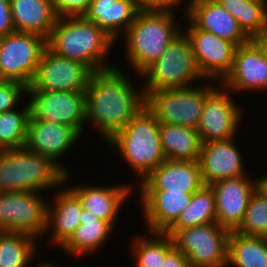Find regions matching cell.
<instances>
[{"label":"cell","mask_w":267,"mask_h":267,"mask_svg":"<svg viewBox=\"0 0 267 267\" xmlns=\"http://www.w3.org/2000/svg\"><path fill=\"white\" fill-rule=\"evenodd\" d=\"M132 81L116 66L91 75L85 90V124H93L105 142L146 106L142 84Z\"/></svg>","instance_id":"cell-1"},{"label":"cell","mask_w":267,"mask_h":267,"mask_svg":"<svg viewBox=\"0 0 267 267\" xmlns=\"http://www.w3.org/2000/svg\"><path fill=\"white\" fill-rule=\"evenodd\" d=\"M115 43L83 16L58 17L47 39V47L52 52L79 61L93 72L115 66L107 61Z\"/></svg>","instance_id":"cell-2"},{"label":"cell","mask_w":267,"mask_h":267,"mask_svg":"<svg viewBox=\"0 0 267 267\" xmlns=\"http://www.w3.org/2000/svg\"><path fill=\"white\" fill-rule=\"evenodd\" d=\"M175 20V11H139L121 36L125 38V59L137 78L182 33Z\"/></svg>","instance_id":"cell-3"},{"label":"cell","mask_w":267,"mask_h":267,"mask_svg":"<svg viewBox=\"0 0 267 267\" xmlns=\"http://www.w3.org/2000/svg\"><path fill=\"white\" fill-rule=\"evenodd\" d=\"M160 122L145 106L106 143L131 168L139 184L166 160L160 141Z\"/></svg>","instance_id":"cell-4"},{"label":"cell","mask_w":267,"mask_h":267,"mask_svg":"<svg viewBox=\"0 0 267 267\" xmlns=\"http://www.w3.org/2000/svg\"><path fill=\"white\" fill-rule=\"evenodd\" d=\"M65 175L52 159L25 147L0 150V192H48L64 185Z\"/></svg>","instance_id":"cell-5"},{"label":"cell","mask_w":267,"mask_h":267,"mask_svg":"<svg viewBox=\"0 0 267 267\" xmlns=\"http://www.w3.org/2000/svg\"><path fill=\"white\" fill-rule=\"evenodd\" d=\"M139 78H143L144 94L152 91L192 87L199 80L205 83L193 56L190 42L182 32L163 54L149 66ZM198 81V82H197Z\"/></svg>","instance_id":"cell-6"},{"label":"cell","mask_w":267,"mask_h":267,"mask_svg":"<svg viewBox=\"0 0 267 267\" xmlns=\"http://www.w3.org/2000/svg\"><path fill=\"white\" fill-rule=\"evenodd\" d=\"M205 82L204 85H194V87L152 91L146 96V107L160 123L197 130L206 94L217 84L215 81Z\"/></svg>","instance_id":"cell-7"},{"label":"cell","mask_w":267,"mask_h":267,"mask_svg":"<svg viewBox=\"0 0 267 267\" xmlns=\"http://www.w3.org/2000/svg\"><path fill=\"white\" fill-rule=\"evenodd\" d=\"M230 231L217 222L179 229L174 246L187 256L190 267H227Z\"/></svg>","instance_id":"cell-8"},{"label":"cell","mask_w":267,"mask_h":267,"mask_svg":"<svg viewBox=\"0 0 267 267\" xmlns=\"http://www.w3.org/2000/svg\"><path fill=\"white\" fill-rule=\"evenodd\" d=\"M46 47L47 39L34 33L15 31L0 37V80L29 86Z\"/></svg>","instance_id":"cell-9"},{"label":"cell","mask_w":267,"mask_h":267,"mask_svg":"<svg viewBox=\"0 0 267 267\" xmlns=\"http://www.w3.org/2000/svg\"><path fill=\"white\" fill-rule=\"evenodd\" d=\"M29 119L46 120L75 128L81 135L85 128V91H41L29 86L25 91Z\"/></svg>","instance_id":"cell-10"},{"label":"cell","mask_w":267,"mask_h":267,"mask_svg":"<svg viewBox=\"0 0 267 267\" xmlns=\"http://www.w3.org/2000/svg\"><path fill=\"white\" fill-rule=\"evenodd\" d=\"M232 92L217 82L207 94L197 128L202 144L236 137L241 128L242 108Z\"/></svg>","instance_id":"cell-11"},{"label":"cell","mask_w":267,"mask_h":267,"mask_svg":"<svg viewBox=\"0 0 267 267\" xmlns=\"http://www.w3.org/2000/svg\"><path fill=\"white\" fill-rule=\"evenodd\" d=\"M185 18L184 21L189 25L182 32L190 42L201 76L207 81L220 83L231 70L238 46L213 33L198 29L186 16Z\"/></svg>","instance_id":"cell-12"},{"label":"cell","mask_w":267,"mask_h":267,"mask_svg":"<svg viewBox=\"0 0 267 267\" xmlns=\"http://www.w3.org/2000/svg\"><path fill=\"white\" fill-rule=\"evenodd\" d=\"M93 73L83 63L59 56L46 47L29 87L41 91H85Z\"/></svg>","instance_id":"cell-13"},{"label":"cell","mask_w":267,"mask_h":267,"mask_svg":"<svg viewBox=\"0 0 267 267\" xmlns=\"http://www.w3.org/2000/svg\"><path fill=\"white\" fill-rule=\"evenodd\" d=\"M211 187L215 195L216 222L230 232L236 231L244 219L249 199L256 190V180L245 175L218 180Z\"/></svg>","instance_id":"cell-14"},{"label":"cell","mask_w":267,"mask_h":267,"mask_svg":"<svg viewBox=\"0 0 267 267\" xmlns=\"http://www.w3.org/2000/svg\"><path fill=\"white\" fill-rule=\"evenodd\" d=\"M82 136L75 128L64 124L29 119L24 147L31 152L49 157L68 173L67 167L59 160L70 152L72 146L74 148Z\"/></svg>","instance_id":"cell-15"},{"label":"cell","mask_w":267,"mask_h":267,"mask_svg":"<svg viewBox=\"0 0 267 267\" xmlns=\"http://www.w3.org/2000/svg\"><path fill=\"white\" fill-rule=\"evenodd\" d=\"M229 91H267V59L251 39L237 47L231 70L220 82Z\"/></svg>","instance_id":"cell-16"},{"label":"cell","mask_w":267,"mask_h":267,"mask_svg":"<svg viewBox=\"0 0 267 267\" xmlns=\"http://www.w3.org/2000/svg\"><path fill=\"white\" fill-rule=\"evenodd\" d=\"M234 141L232 137L202 144L198 163L204 185L248 174L244 169L245 157Z\"/></svg>","instance_id":"cell-17"},{"label":"cell","mask_w":267,"mask_h":267,"mask_svg":"<svg viewBox=\"0 0 267 267\" xmlns=\"http://www.w3.org/2000/svg\"><path fill=\"white\" fill-rule=\"evenodd\" d=\"M183 9V15L198 29L213 33L237 46L251 40L236 19L216 0H188Z\"/></svg>","instance_id":"cell-18"},{"label":"cell","mask_w":267,"mask_h":267,"mask_svg":"<svg viewBox=\"0 0 267 267\" xmlns=\"http://www.w3.org/2000/svg\"><path fill=\"white\" fill-rule=\"evenodd\" d=\"M203 185L198 160H165L137 186L139 191L194 193Z\"/></svg>","instance_id":"cell-19"},{"label":"cell","mask_w":267,"mask_h":267,"mask_svg":"<svg viewBox=\"0 0 267 267\" xmlns=\"http://www.w3.org/2000/svg\"><path fill=\"white\" fill-rule=\"evenodd\" d=\"M70 172L65 175V184L62 190L58 188L48 201L47 226L45 235L50 231L49 240L57 247H62L73 235L75 229L81 224L80 215L82 205L78 197L66 186L70 180ZM64 189V190H63ZM53 200V201H52ZM51 205V206H50ZM52 228V231H51Z\"/></svg>","instance_id":"cell-20"},{"label":"cell","mask_w":267,"mask_h":267,"mask_svg":"<svg viewBox=\"0 0 267 267\" xmlns=\"http://www.w3.org/2000/svg\"><path fill=\"white\" fill-rule=\"evenodd\" d=\"M134 188L131 184L99 186L90 184H81L70 186L69 189L78 197L82 208L91 211L103 221L109 222L114 228L120 209L123 204L132 197Z\"/></svg>","instance_id":"cell-21"},{"label":"cell","mask_w":267,"mask_h":267,"mask_svg":"<svg viewBox=\"0 0 267 267\" xmlns=\"http://www.w3.org/2000/svg\"><path fill=\"white\" fill-rule=\"evenodd\" d=\"M146 231L165 232L191 201L193 193L139 191Z\"/></svg>","instance_id":"cell-22"},{"label":"cell","mask_w":267,"mask_h":267,"mask_svg":"<svg viewBox=\"0 0 267 267\" xmlns=\"http://www.w3.org/2000/svg\"><path fill=\"white\" fill-rule=\"evenodd\" d=\"M138 12L134 0H92L83 17L117 42L135 20Z\"/></svg>","instance_id":"cell-23"},{"label":"cell","mask_w":267,"mask_h":267,"mask_svg":"<svg viewBox=\"0 0 267 267\" xmlns=\"http://www.w3.org/2000/svg\"><path fill=\"white\" fill-rule=\"evenodd\" d=\"M80 223L70 239L61 247L67 256L78 258L85 254H95L94 252L100 250L115 229L109 222L101 220L83 208Z\"/></svg>","instance_id":"cell-24"},{"label":"cell","mask_w":267,"mask_h":267,"mask_svg":"<svg viewBox=\"0 0 267 267\" xmlns=\"http://www.w3.org/2000/svg\"><path fill=\"white\" fill-rule=\"evenodd\" d=\"M10 7L17 32L49 38L58 18L52 0H10Z\"/></svg>","instance_id":"cell-25"},{"label":"cell","mask_w":267,"mask_h":267,"mask_svg":"<svg viewBox=\"0 0 267 267\" xmlns=\"http://www.w3.org/2000/svg\"><path fill=\"white\" fill-rule=\"evenodd\" d=\"M36 191L16 192L14 232L29 235L39 241L45 236L48 200Z\"/></svg>","instance_id":"cell-26"},{"label":"cell","mask_w":267,"mask_h":267,"mask_svg":"<svg viewBox=\"0 0 267 267\" xmlns=\"http://www.w3.org/2000/svg\"><path fill=\"white\" fill-rule=\"evenodd\" d=\"M159 132L166 160H198L202 142L196 129L160 123Z\"/></svg>","instance_id":"cell-27"},{"label":"cell","mask_w":267,"mask_h":267,"mask_svg":"<svg viewBox=\"0 0 267 267\" xmlns=\"http://www.w3.org/2000/svg\"><path fill=\"white\" fill-rule=\"evenodd\" d=\"M216 222L215 195L211 185H203L194 192L188 206L164 232L171 237L179 230Z\"/></svg>","instance_id":"cell-28"},{"label":"cell","mask_w":267,"mask_h":267,"mask_svg":"<svg viewBox=\"0 0 267 267\" xmlns=\"http://www.w3.org/2000/svg\"><path fill=\"white\" fill-rule=\"evenodd\" d=\"M267 267V237L248 236L231 231L228 238V265Z\"/></svg>","instance_id":"cell-29"},{"label":"cell","mask_w":267,"mask_h":267,"mask_svg":"<svg viewBox=\"0 0 267 267\" xmlns=\"http://www.w3.org/2000/svg\"><path fill=\"white\" fill-rule=\"evenodd\" d=\"M38 245L40 246V242L29 235L0 231V266L29 267L34 265L33 263L36 262L34 257H38Z\"/></svg>","instance_id":"cell-30"},{"label":"cell","mask_w":267,"mask_h":267,"mask_svg":"<svg viewBox=\"0 0 267 267\" xmlns=\"http://www.w3.org/2000/svg\"><path fill=\"white\" fill-rule=\"evenodd\" d=\"M253 39L267 28V0H216Z\"/></svg>","instance_id":"cell-31"},{"label":"cell","mask_w":267,"mask_h":267,"mask_svg":"<svg viewBox=\"0 0 267 267\" xmlns=\"http://www.w3.org/2000/svg\"><path fill=\"white\" fill-rule=\"evenodd\" d=\"M133 239L131 251L135 267H161L162 260L175 247L173 239L164 232L146 231ZM151 235V236H150Z\"/></svg>","instance_id":"cell-32"},{"label":"cell","mask_w":267,"mask_h":267,"mask_svg":"<svg viewBox=\"0 0 267 267\" xmlns=\"http://www.w3.org/2000/svg\"><path fill=\"white\" fill-rule=\"evenodd\" d=\"M0 113V150L23 148L29 120L28 106Z\"/></svg>","instance_id":"cell-33"},{"label":"cell","mask_w":267,"mask_h":267,"mask_svg":"<svg viewBox=\"0 0 267 267\" xmlns=\"http://www.w3.org/2000/svg\"><path fill=\"white\" fill-rule=\"evenodd\" d=\"M236 232L267 237V198L257 189L249 199L244 219Z\"/></svg>","instance_id":"cell-34"},{"label":"cell","mask_w":267,"mask_h":267,"mask_svg":"<svg viewBox=\"0 0 267 267\" xmlns=\"http://www.w3.org/2000/svg\"><path fill=\"white\" fill-rule=\"evenodd\" d=\"M26 89L22 82L0 80V113L18 108Z\"/></svg>","instance_id":"cell-35"},{"label":"cell","mask_w":267,"mask_h":267,"mask_svg":"<svg viewBox=\"0 0 267 267\" xmlns=\"http://www.w3.org/2000/svg\"><path fill=\"white\" fill-rule=\"evenodd\" d=\"M16 192H0V231L14 232Z\"/></svg>","instance_id":"cell-36"},{"label":"cell","mask_w":267,"mask_h":267,"mask_svg":"<svg viewBox=\"0 0 267 267\" xmlns=\"http://www.w3.org/2000/svg\"><path fill=\"white\" fill-rule=\"evenodd\" d=\"M92 0H52L58 17L83 16Z\"/></svg>","instance_id":"cell-37"},{"label":"cell","mask_w":267,"mask_h":267,"mask_svg":"<svg viewBox=\"0 0 267 267\" xmlns=\"http://www.w3.org/2000/svg\"><path fill=\"white\" fill-rule=\"evenodd\" d=\"M139 11H176L184 0H134ZM183 2V3H181Z\"/></svg>","instance_id":"cell-38"},{"label":"cell","mask_w":267,"mask_h":267,"mask_svg":"<svg viewBox=\"0 0 267 267\" xmlns=\"http://www.w3.org/2000/svg\"><path fill=\"white\" fill-rule=\"evenodd\" d=\"M10 0H0V37L15 32Z\"/></svg>","instance_id":"cell-39"},{"label":"cell","mask_w":267,"mask_h":267,"mask_svg":"<svg viewBox=\"0 0 267 267\" xmlns=\"http://www.w3.org/2000/svg\"><path fill=\"white\" fill-rule=\"evenodd\" d=\"M161 267H190L187 256L174 247L162 260Z\"/></svg>","instance_id":"cell-40"},{"label":"cell","mask_w":267,"mask_h":267,"mask_svg":"<svg viewBox=\"0 0 267 267\" xmlns=\"http://www.w3.org/2000/svg\"><path fill=\"white\" fill-rule=\"evenodd\" d=\"M267 59V28L252 39Z\"/></svg>","instance_id":"cell-41"},{"label":"cell","mask_w":267,"mask_h":267,"mask_svg":"<svg viewBox=\"0 0 267 267\" xmlns=\"http://www.w3.org/2000/svg\"><path fill=\"white\" fill-rule=\"evenodd\" d=\"M256 189L267 198V174L261 177H257Z\"/></svg>","instance_id":"cell-42"},{"label":"cell","mask_w":267,"mask_h":267,"mask_svg":"<svg viewBox=\"0 0 267 267\" xmlns=\"http://www.w3.org/2000/svg\"><path fill=\"white\" fill-rule=\"evenodd\" d=\"M35 267H58V266H55V264L53 265V264H51V262L49 263V262H45L44 260L42 261L41 260V262H39L38 263V265H36Z\"/></svg>","instance_id":"cell-43"}]
</instances>
